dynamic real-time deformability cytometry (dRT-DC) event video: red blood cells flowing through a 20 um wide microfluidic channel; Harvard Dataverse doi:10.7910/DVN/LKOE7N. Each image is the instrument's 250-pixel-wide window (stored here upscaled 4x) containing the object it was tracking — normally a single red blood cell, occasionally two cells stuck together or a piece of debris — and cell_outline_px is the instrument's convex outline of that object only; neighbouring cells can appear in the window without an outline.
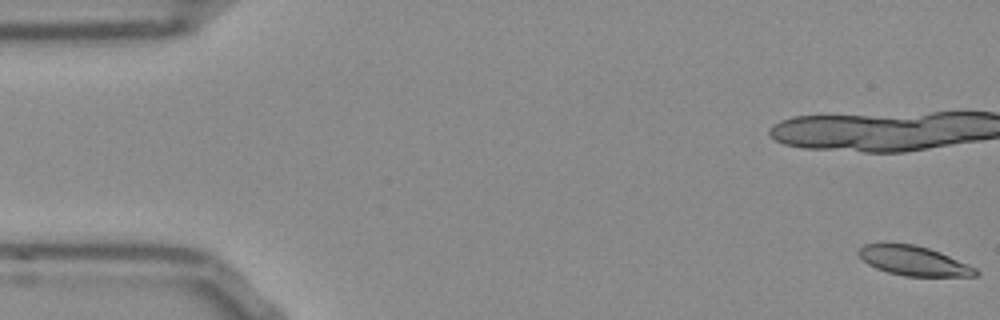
{"species": "Egyptian fruit bat (a non-hibernating species)", "species_latin": "Rousettus aegyptiacus", "temperature_condition": "room temperature", "stored_images_in_passage": 12, "camera_frame_rate_fps": 3000, "um_per_image_px": 0.085, "frame": {"image": 1, "passage_image": 1, "time_ms": 0.0, "image_size_px": [1000, 320], "cell_outline_px": [[980, 272], [976, 276], [904, 276], [888, 272], [876, 268], [868, 264], [856, 252], [864, 244], [916, 244], [940, 252], [976, 268]], "centroid_in_image_um": [77.67, 22.17], "position_along_channel_um": 7.3, "area_um2": 19.88}}